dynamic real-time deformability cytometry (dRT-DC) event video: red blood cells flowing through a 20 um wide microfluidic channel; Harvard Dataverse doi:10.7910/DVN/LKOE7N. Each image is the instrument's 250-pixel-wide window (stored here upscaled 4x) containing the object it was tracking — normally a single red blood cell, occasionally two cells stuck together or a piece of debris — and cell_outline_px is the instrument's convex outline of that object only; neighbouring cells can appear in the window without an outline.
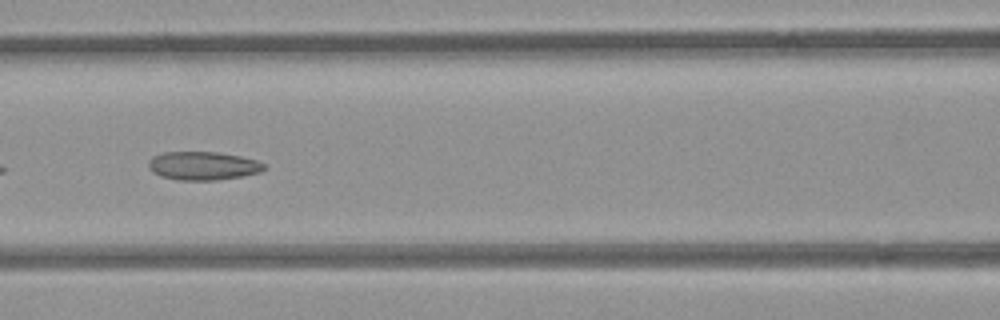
{"species": "common noctule bat (a hibernating species)", "species_latin": "Nyctalus noctula", "temperature_condition": "room temperature", "stored_images_in_passage": 17, "camera_frame_rate_fps": 3000, "um_per_image_px": 0.085, "animal": {"sex": "female", "body_mass_g": 21.9}, "frame": {"image": 1, "passage_image": 8, "time_ms": 2.333, "image_size_px": [1000, 320], "cell_outline_px": [[268, 168], [260, 172], [240, 176], [216, 180], [176, 180], [160, 176], [152, 172], [148, 168], [148, 160], [152, 156], [164, 152], [216, 152], [240, 156], [256, 160], [264, 164]], "centroid_in_image_um": [17.22, 14.09], "position_along_channel_um": 149.4, "area_um2": 19.25}}